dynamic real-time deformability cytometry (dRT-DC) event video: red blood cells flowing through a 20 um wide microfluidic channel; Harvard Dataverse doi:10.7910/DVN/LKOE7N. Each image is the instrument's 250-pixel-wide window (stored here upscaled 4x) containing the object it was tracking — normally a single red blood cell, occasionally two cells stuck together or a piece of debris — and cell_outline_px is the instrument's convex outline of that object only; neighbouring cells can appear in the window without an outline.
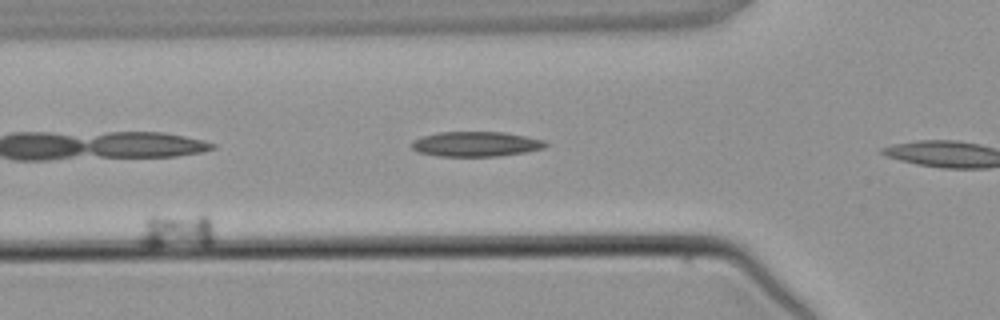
{"species": "common noctule bat (a hibernating species)", "species_latin": "Nyctalus noctula", "temperature_condition": "warm", "stored_images_in_passage": 6, "camera_frame_rate_fps": 3000, "um_per_image_px": 0.085, "animal": {"sex": "male", "body_mass_g": 21.5, "forearm_length_mm": 52.0}, "frame": {"image": 1, "passage_image": 3, "time_ms": 3.0, "image_size_px": [1000, 320], "cell_outline_px": [[212, 244], [140, 244], [140, 236], [144, 220], [148, 216], [208, 216], [212, 224]], "centroid_in_image_um": [15.02, 19.58], "position_along_channel_um": 110.8, "area_um2": 14.05}}
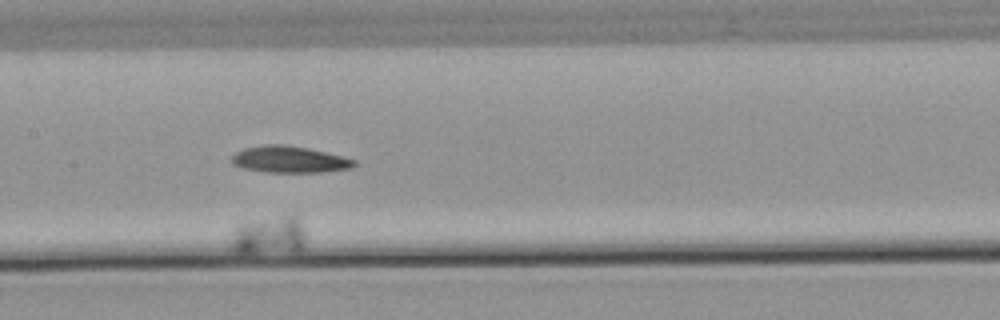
{"frame": {"image": 2, "passage_image": 5, "time_ms": 6.333, "image_size_px": [1000, 320], "cell_outline_px": [[304, 248], [300, 252], [236, 252], [228, 244], [236, 224], [284, 216], [296, 216], [304, 232]], "centroid_in_image_um": [22.84, 20.05], "position_along_channel_um": 184.6, "area_um2": 16.59}}